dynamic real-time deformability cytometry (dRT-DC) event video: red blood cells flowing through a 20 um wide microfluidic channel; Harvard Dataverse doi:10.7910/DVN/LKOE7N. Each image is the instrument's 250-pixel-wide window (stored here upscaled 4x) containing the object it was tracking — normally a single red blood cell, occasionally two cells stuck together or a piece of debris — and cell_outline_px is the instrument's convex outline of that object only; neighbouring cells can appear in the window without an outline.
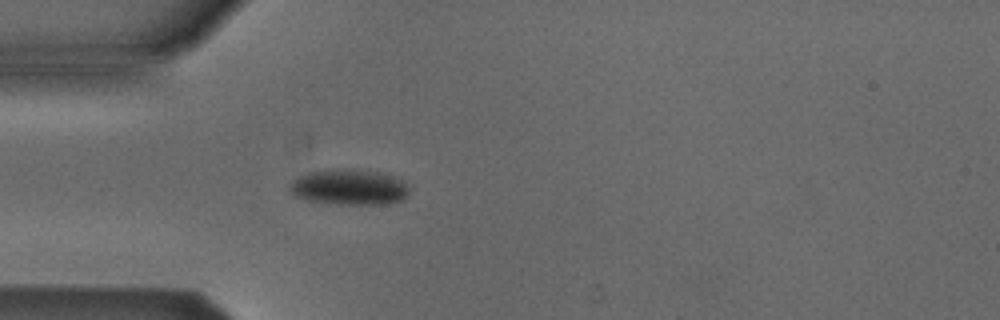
{"species": "Egyptian fruit bat (a non-hibernating species)", "species_latin": "Rousettus aegyptiacus", "temperature_condition": "cold", "stored_images_in_passage": 4, "camera_frame_rate_fps": 3000, "um_per_image_px": 0.085, "animal": {"sex": "male"}, "frame": {"image": 1, "passage_image": 4, "time_ms": 3.667, "image_size_px": [1000, 320], "cell_outline_px": [[408, 192], [400, 200], [388, 204], [336, 204], [308, 200], [296, 196], [288, 188], [288, 184], [296, 176], [308, 172], [332, 168], [352, 168], [380, 172], [392, 176], [400, 180], [408, 188]], "centroid_in_image_um": [29.6, 15.88], "position_along_channel_um": 55.4, "area_um2": 24.97}}